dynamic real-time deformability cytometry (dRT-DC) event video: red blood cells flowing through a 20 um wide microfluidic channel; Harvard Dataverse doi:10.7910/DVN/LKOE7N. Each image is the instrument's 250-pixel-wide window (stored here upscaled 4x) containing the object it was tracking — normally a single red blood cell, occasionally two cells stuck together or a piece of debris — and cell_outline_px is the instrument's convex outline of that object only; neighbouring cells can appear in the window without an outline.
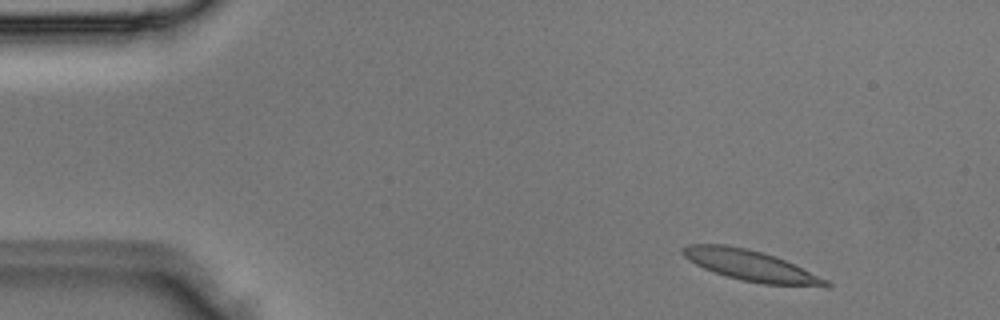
{"species": "Egyptian fruit bat (a non-hibernating species)", "species_latin": "Rousettus aegyptiacus", "temperature_condition": "room temperature", "stored_images_in_passage": 3, "camera_frame_rate_fps": 3000, "um_per_image_px": 0.085, "animal": {"sex": "male"}, "frame": {"image": 1, "passage_image": 1, "time_ms": 0.0, "image_size_px": [1000, 320], "cell_outline_px": [[832, 284], [828, 288], [764, 284], [740, 280], [704, 268], [688, 260], [680, 252], [680, 248], [688, 244], [724, 244], [748, 248], [776, 256], [828, 280]], "centroid_in_image_um": [63.84, 22.58], "position_along_channel_um": 21.2, "area_um2": 25.84}}
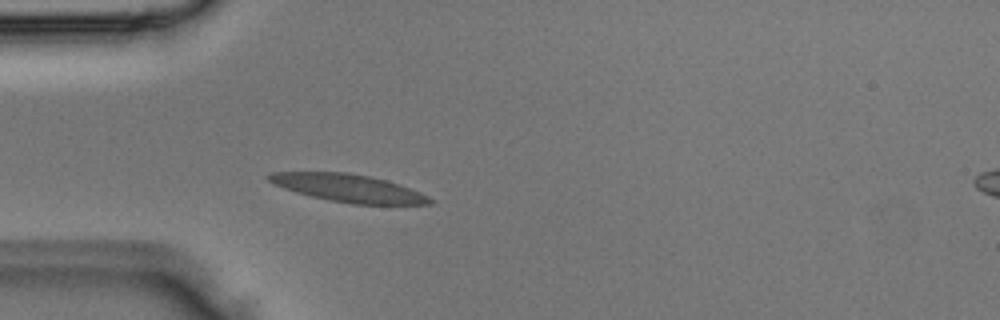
{"frame": {"image": 2, "passage_image": 3, "time_ms": 0.667, "image_size_px": [1000, 320], "cell_outline_px": [[436, 200], [432, 204], [352, 204], [312, 196], [296, 192], [272, 184], [264, 176], [268, 172], [348, 172], [368, 176], [400, 184], [420, 192]], "centroid_in_image_um": [29.6, 15.98], "position_along_channel_um": 55.4, "area_um2": 25.95}}